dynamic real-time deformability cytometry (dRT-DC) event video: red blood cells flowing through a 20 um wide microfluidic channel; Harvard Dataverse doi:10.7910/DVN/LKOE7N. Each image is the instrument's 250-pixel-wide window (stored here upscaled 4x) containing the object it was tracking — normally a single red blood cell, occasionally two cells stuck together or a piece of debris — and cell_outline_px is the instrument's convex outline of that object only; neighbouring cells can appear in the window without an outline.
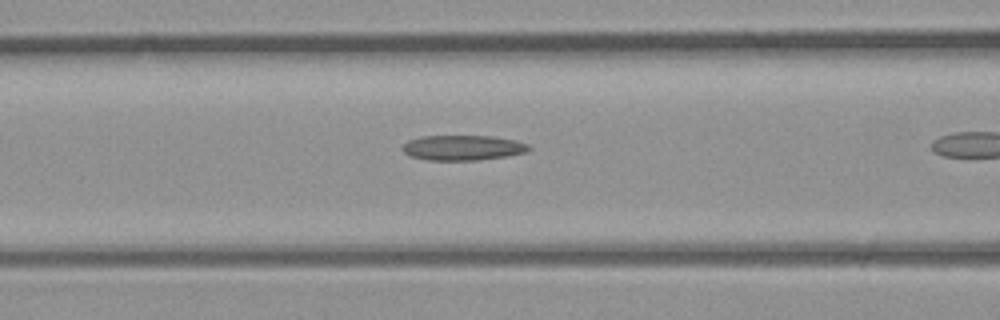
{"species": "common noctule bat (a hibernating species)", "species_latin": "Nyctalus noctula", "temperature_condition": "room temperature", "stored_images_in_passage": 11, "camera_frame_rate_fps": 3000, "um_per_image_px": 0.085, "animal": {"sex": "male", "body_mass_g": 23.1, "forearm_length_mm": 52.7}, "frame": {"image": 1, "passage_image": 5, "time_ms": 1.333, "image_size_px": [1000, 320], "cell_outline_px": [[532, 148], [528, 152], [508, 156], [476, 160], [428, 160], [408, 156], [400, 148], [408, 140], [420, 136], [492, 136], [512, 140], [528, 144]], "centroid_in_image_um": [39.31, 12.56], "position_along_channel_um": 127.3, "area_um2": 18.61}}
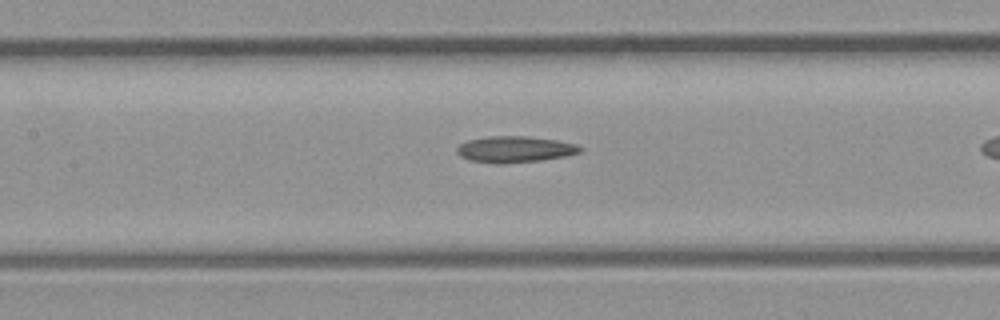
{"frame": {"image": 2, "passage_image": 7, "time_ms": 2.0, "image_size_px": [1000, 320], "cell_outline_px": [[584, 148], [580, 152], [568, 156], [540, 160], [504, 164], [496, 164], [468, 160], [460, 156], [456, 152], [456, 148], [460, 144], [468, 140], [492, 136], [524, 136], [556, 140], [576, 144]], "centroid_in_image_um": [43.75, 12.7], "position_along_channel_um": 163.6, "area_um2": 18.96}}